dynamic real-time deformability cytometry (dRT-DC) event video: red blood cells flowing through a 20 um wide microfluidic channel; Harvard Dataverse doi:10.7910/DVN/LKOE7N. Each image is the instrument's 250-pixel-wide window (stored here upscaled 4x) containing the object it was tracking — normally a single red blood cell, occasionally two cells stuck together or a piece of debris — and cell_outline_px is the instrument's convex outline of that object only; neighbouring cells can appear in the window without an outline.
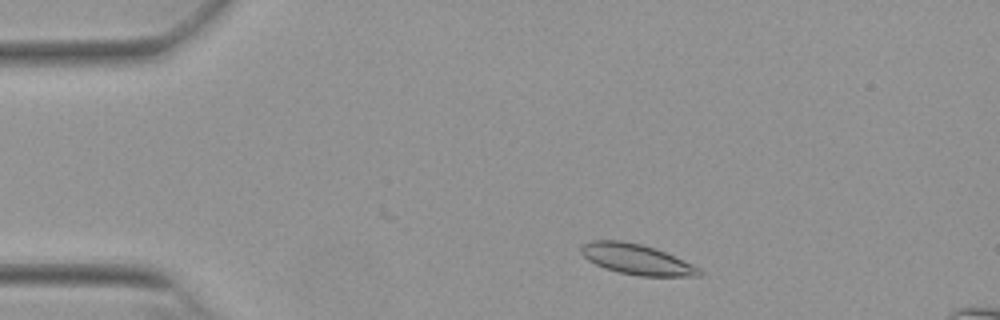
{"species": "Egyptian fruit bat (a non-hibernating species)", "species_latin": "Rousettus aegyptiacus", "temperature_condition": "warm", "stored_images_in_passage": 49, "camera_frame_rate_fps": 3000, "um_per_image_px": 0.085, "animal": {"sex": "female"}, "frame": {"image": 1, "passage_image": 6, "time_ms": 1.667, "image_size_px": [1000, 320], "cell_outline_px": [[704, 272], [700, 276], [636, 276], [616, 272], [604, 268], [588, 260], [580, 252], [580, 244], [592, 240], [620, 240], [640, 244], [656, 248], [692, 264], [700, 268]], "centroid_in_image_um": [54.09, 22.04], "position_along_channel_um": 30.9, "area_um2": 21.15}}
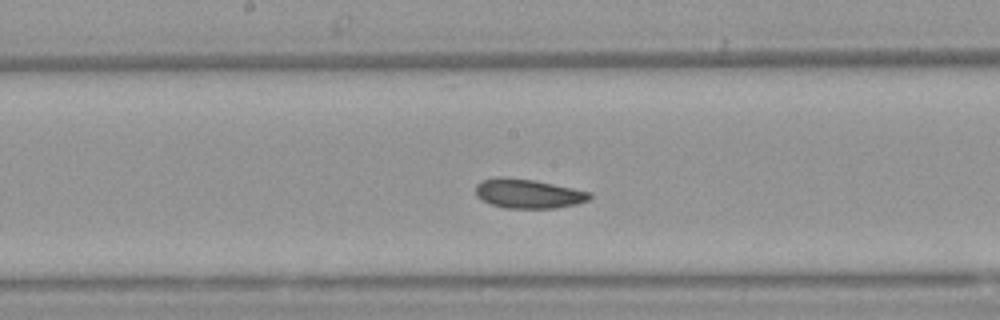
{"frame": {"image": 2, "passage_image": 24, "time_ms": 7.667, "image_size_px": [1000, 320], "cell_outline_px": [[592, 196], [588, 200], [576, 204], [556, 208], [504, 208], [488, 204], [476, 196], [476, 184], [480, 180], [496, 176], [504, 176], [532, 180], [592, 192]], "centroid_in_image_um": [44.84, 16.45], "position_along_channel_um": 203.4, "area_um2": 19.65}}
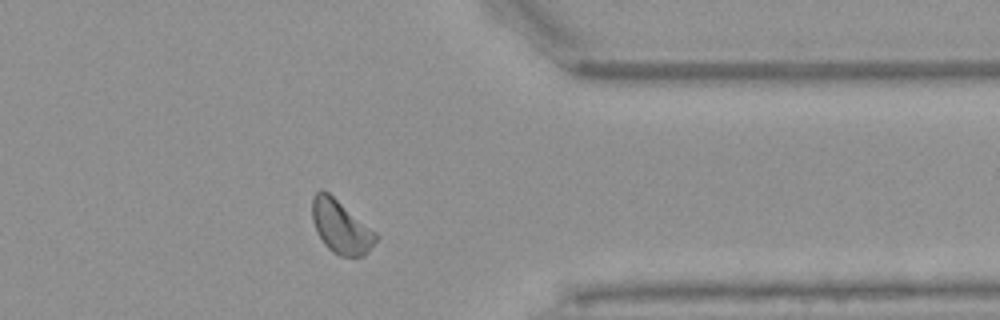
{"frame": {"image": 3, "passage_image": 39, "time_ms": 12.667, "image_size_px": [1000, 320], "cell_outline_px": [[380, 236], [364, 256], [340, 256], [332, 252], [324, 244], [316, 232], [312, 220], [312, 196], [320, 188], [328, 192], [376, 232]], "centroid_in_image_um": [28.95, 19.28], "position_along_channel_um": 382.4, "area_um2": 19.77}, "authors_computed_cell_mechanics": {"area_um2": 19.8832, "velocity_mm_per_s": 3.8131, "shape_relaxation_time_tau1_ms": 4.8853, "shape_relaxation_time_tau2_ms": 5.9131, "deformation_change_tau1": 0.0804, "deformation_change_tau2": 0.0967}}